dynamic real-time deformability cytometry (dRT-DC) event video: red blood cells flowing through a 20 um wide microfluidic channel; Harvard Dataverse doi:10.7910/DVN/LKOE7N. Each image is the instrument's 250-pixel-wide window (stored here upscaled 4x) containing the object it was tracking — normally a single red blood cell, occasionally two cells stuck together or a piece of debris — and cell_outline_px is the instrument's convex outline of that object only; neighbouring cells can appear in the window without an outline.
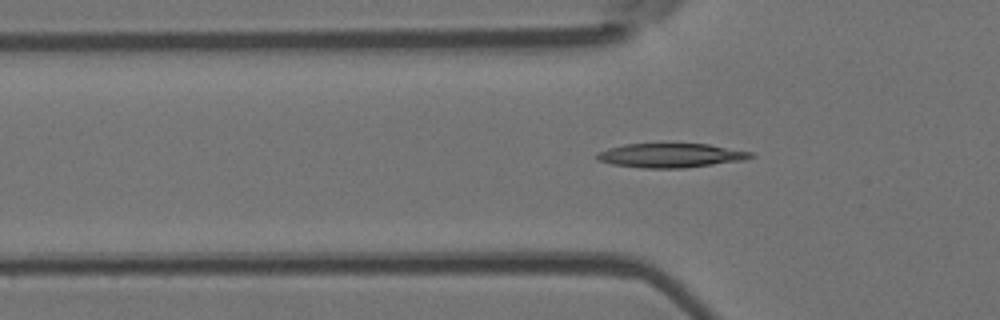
{"species": "Egyptian fruit bat (a non-hibernating species)", "species_latin": "Rousettus aegyptiacus", "temperature_condition": "room temperature", "stored_images_in_passage": 51, "camera_frame_rate_fps": 3000, "um_per_image_px": 0.085, "animal": {"sex": "female"}, "frame": {"image": 1, "passage_image": 17, "time_ms": 5.333, "image_size_px": [1000, 320], "cell_outline_px": [[756, 156], [744, 160], [684, 168], [644, 168], [612, 164], [596, 160], [596, 152], [608, 148], [624, 144], [708, 144], [752, 152]], "centroid_in_image_um": [56.99, 13.21], "position_along_channel_um": 68.8, "area_um2": 21.68}}
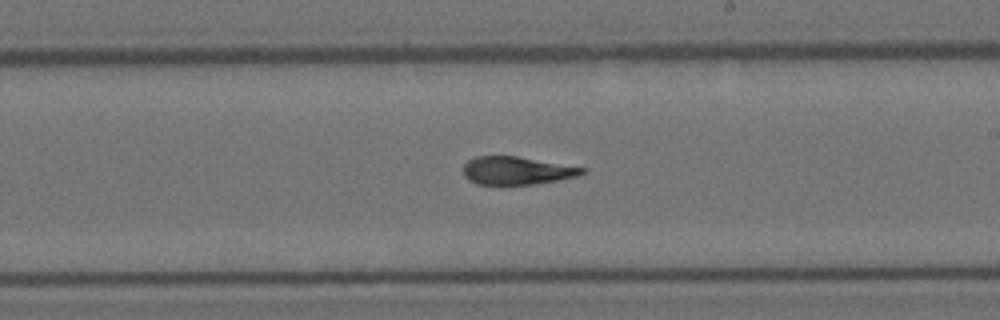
{"frame": {"image": 2, "passage_image": 31, "time_ms": 10.0, "image_size_px": [1000, 320], "cell_outline_px": [[588, 168], [580, 176], [560, 180], [532, 184], [500, 188], [476, 184], [468, 180], [464, 176], [464, 164], [468, 160], [476, 156], [516, 156]], "centroid_in_image_um": [43.9, 14.55], "position_along_channel_um": 245.1, "area_um2": 20.23}}
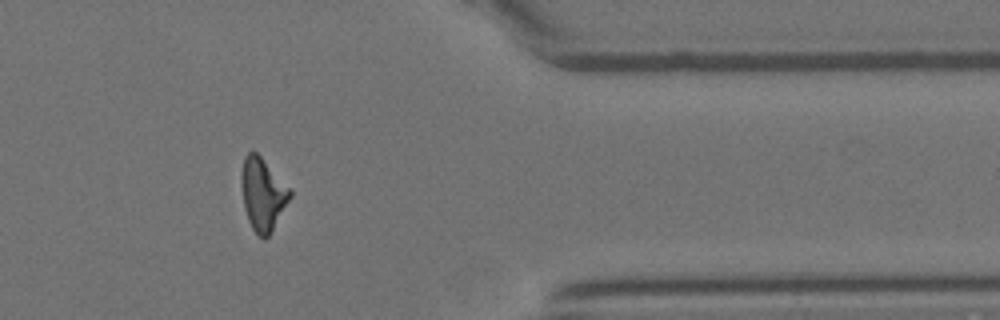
{"frame": {"image": 3, "passage_image": 44, "time_ms": 14.333, "image_size_px": [1000, 320], "cell_outline_px": [[292, 196], [268, 236], [264, 240], [252, 228], [248, 220], [244, 208], [240, 180], [240, 176], [244, 156], [252, 148], [260, 156], [292, 192]], "centroid_in_image_um": [22.29, 16.48], "position_along_channel_um": 389.1, "area_um2": 20.29}, "authors_computed_cell_mechanics": {"area_um2": 20.6924, "velocity_mm_per_s": 3.7568, "shape_relaxation_time_tau1_ms": 7.1731, "shape_relaxation_time_tau2_ms": 2.3219, "deformation_change_tau1": 0.2258, "deformation_change_tau2": 0.0986}}